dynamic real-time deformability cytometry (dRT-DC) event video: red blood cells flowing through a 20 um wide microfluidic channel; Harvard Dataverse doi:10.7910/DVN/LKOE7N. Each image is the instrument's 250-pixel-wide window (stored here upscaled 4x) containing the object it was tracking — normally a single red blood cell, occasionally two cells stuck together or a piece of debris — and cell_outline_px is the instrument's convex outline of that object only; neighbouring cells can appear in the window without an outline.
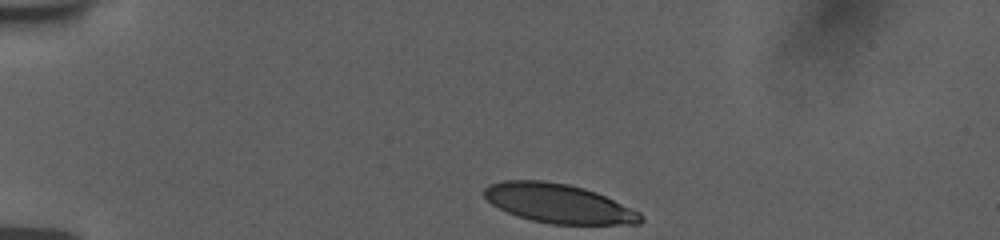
{"species": "human", "species_latin": "Homo sapiens", "temperature_condition": "room temperature", "stored_images_in_passage": 37, "camera_frame_rate_fps": 3000, "um_per_image_px": 0.085, "donor": {"sex": "female"}, "frame": {"image": 1, "passage_image": 1, "time_ms": 0.0, "image_size_px": [1000, 240], "cell_outline_px": [[644, 220], [640, 224], [552, 224], [532, 220], [516, 216], [492, 204], [484, 196], [484, 188], [488, 184], [504, 180], [544, 180], [568, 184], [584, 188], [596, 192], [640, 212], [644, 216]], "centroid_in_image_um": [47.48, 17.29], "position_along_channel_um": 37.5, "area_um2": 35.72}}
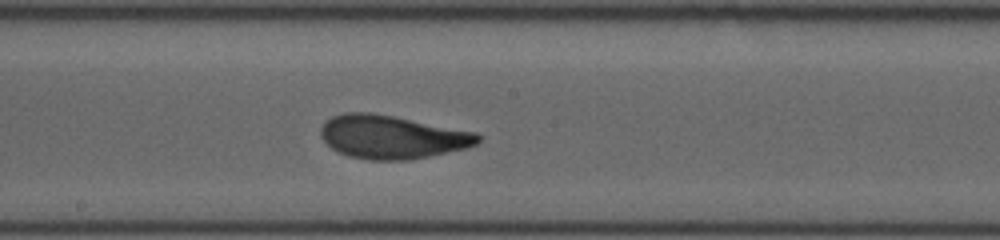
{"frame": {"image": 2, "passage_image": 20, "time_ms": 6.333, "image_size_px": [1000, 240], "cell_outline_px": [[480, 140], [476, 144], [468, 148], [408, 160], [368, 160], [348, 156], [332, 148], [320, 136], [320, 128], [332, 116], [344, 112], [372, 112], [476, 132], [480, 136]], "centroid_in_image_um": [33.31, 11.64], "position_along_channel_um": 214.9, "area_um2": 39.59}}
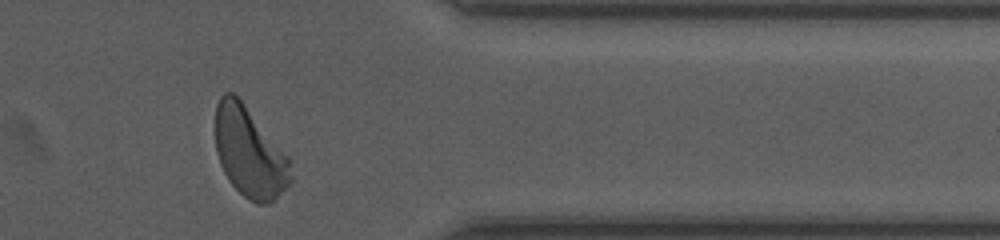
{"frame": {"image": 3, "passage_image": 35, "time_ms": 11.333, "image_size_px": [1000, 240], "cell_outline_px": [[292, 180], [268, 204], [256, 204], [248, 200], [232, 184], [224, 172], [220, 164], [216, 152], [216, 104], [220, 96], [224, 92], [232, 92], [240, 100], [288, 156], [292, 176]], "centroid_in_image_um": [21.19, 12.96], "position_along_channel_um": 390.2, "area_um2": 38.9}, "authors_computed_cell_mechanics": {"area_um2": 39.015, "velocity_mm_per_s": 3.7227, "shape_relaxation_time_tau1_ms": 3.3504, "shape_relaxation_time_tau2_ms": 0.9565, "deformation_change_tau1": 0.167, "deformation_change_tau2": 0.0736}}